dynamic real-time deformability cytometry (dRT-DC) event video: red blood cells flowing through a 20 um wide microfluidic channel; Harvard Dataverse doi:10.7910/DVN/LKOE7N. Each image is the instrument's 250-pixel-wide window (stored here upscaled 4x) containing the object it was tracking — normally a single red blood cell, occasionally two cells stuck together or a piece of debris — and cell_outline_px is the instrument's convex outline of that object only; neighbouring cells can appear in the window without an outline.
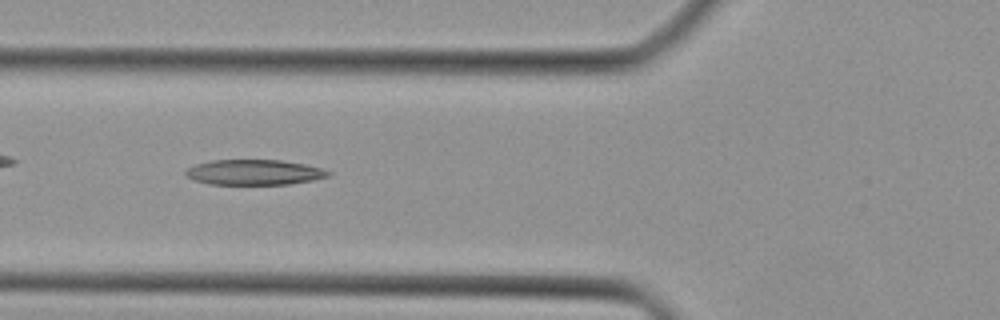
{"species": "Egyptian fruit bat (a non-hibernating species)", "species_latin": "Rousettus aegyptiacus", "temperature_condition": "cold", "stored_images_in_passage": 31, "camera_frame_rate_fps": 3000, "um_per_image_px": 0.085, "animal": {"sex": "female"}, "frame": {"image": 1, "passage_image": 4, "time_ms": 1.0, "image_size_px": [1000, 320], "cell_outline_px": [[332, 172], [328, 176], [312, 180], [288, 184], [208, 184], [196, 180], [188, 176], [184, 172], [188, 168], [196, 164], [212, 160], [280, 160], [304, 164], [320, 168]], "centroid_in_image_um": [21.6, 14.64], "position_along_channel_um": 104.2, "area_um2": 20.75}}
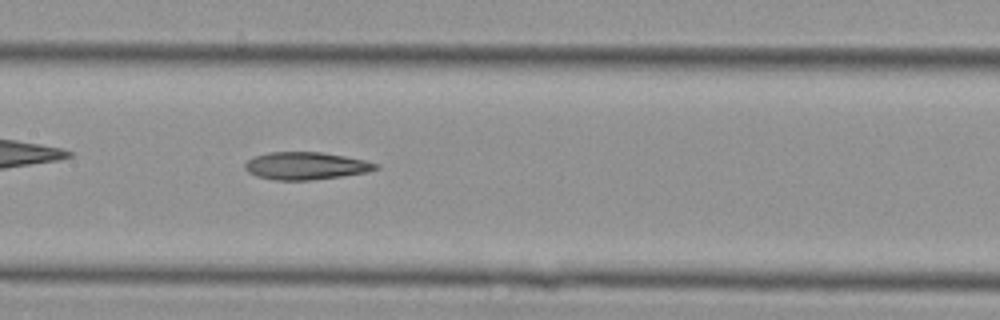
{"frame": {"image": 2, "passage_image": 9, "time_ms": 2.667, "image_size_px": [1000, 320], "cell_outline_px": [[380, 168], [368, 172], [340, 176], [308, 180], [276, 180], [256, 176], [248, 172], [244, 168], [244, 164], [248, 160], [256, 156], [268, 152], [324, 152], [364, 160], [380, 164]], "centroid_in_image_um": [26.01, 14.09], "position_along_channel_um": 181.4, "area_um2": 20.92}}
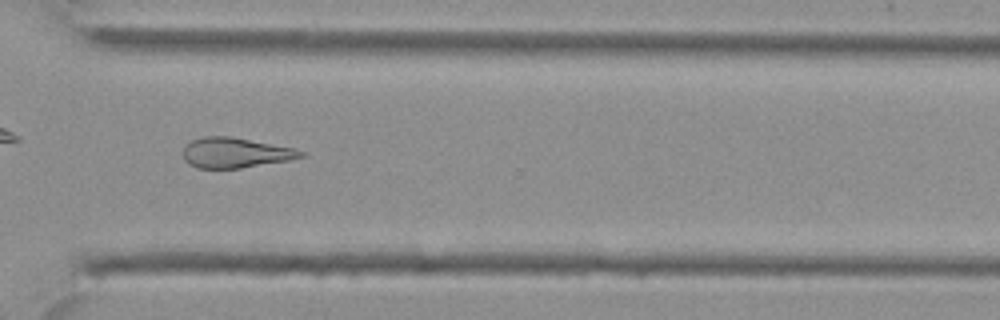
{"frame": {"image": 3, "passage_image": 20, "time_ms": 6.333, "image_size_px": [1000, 320], "cell_outline_px": [[304, 156], [288, 160], [240, 168], [196, 168], [188, 164], [184, 160], [184, 148], [192, 140], [204, 136], [232, 136], [292, 148], [304, 152]], "centroid_in_image_um": [19.96, 12.98], "position_along_channel_um": 350.6, "area_um2": 20.46}}